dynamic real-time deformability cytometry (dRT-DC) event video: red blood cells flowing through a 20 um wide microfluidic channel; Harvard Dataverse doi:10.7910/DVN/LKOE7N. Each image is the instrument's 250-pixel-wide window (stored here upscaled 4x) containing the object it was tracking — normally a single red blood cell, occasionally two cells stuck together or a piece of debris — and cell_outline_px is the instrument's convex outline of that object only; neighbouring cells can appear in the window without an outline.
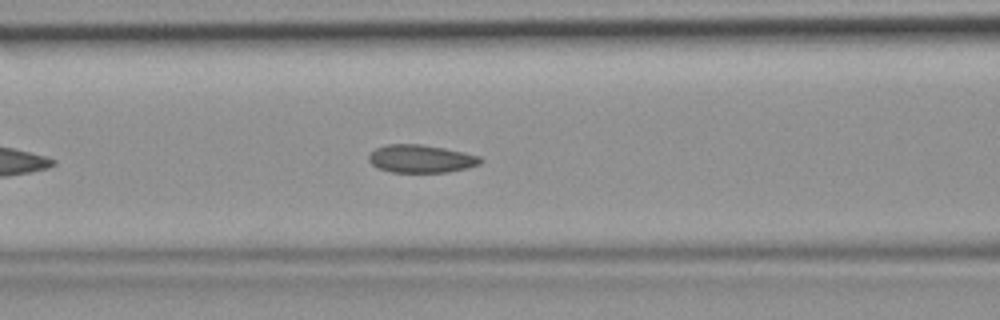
{"species": "common noctule bat (a hibernating species)", "species_latin": "Nyctalus noctula", "temperature_condition": "room temperature", "stored_images_in_passage": 8, "camera_frame_rate_fps": 3000, "um_per_image_px": 0.085, "animal": {"sex": "female", "body_mass_g": 19.9}, "frame": {"image": 1, "passage_image": 5, "time_ms": 1.333, "image_size_px": [1000, 320], "cell_outline_px": [[484, 160], [480, 164], [468, 168], [448, 172], [392, 172], [376, 168], [368, 160], [368, 156], [376, 148], [388, 144], [420, 144], [444, 148], [464, 152], [480, 156]], "centroid_in_image_um": [35.8, 13.5], "position_along_channel_um": 130.8, "area_um2": 18.26}}